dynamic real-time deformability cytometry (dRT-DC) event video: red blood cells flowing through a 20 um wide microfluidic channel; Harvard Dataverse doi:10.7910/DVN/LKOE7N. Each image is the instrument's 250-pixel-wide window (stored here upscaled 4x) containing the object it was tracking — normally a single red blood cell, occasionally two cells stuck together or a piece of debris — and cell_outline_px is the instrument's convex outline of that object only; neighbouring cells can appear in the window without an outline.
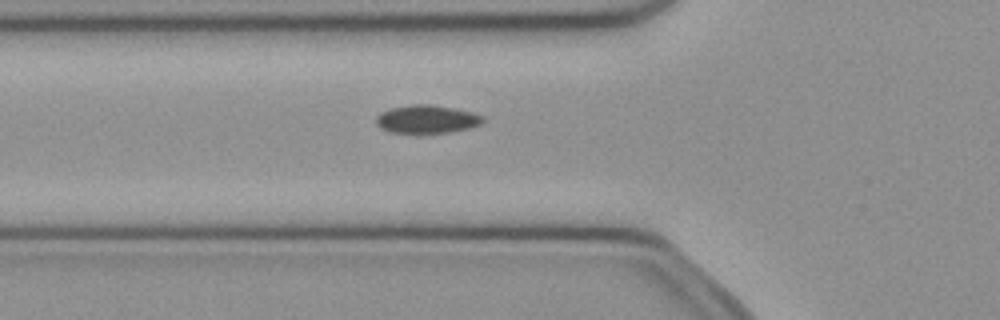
{"species": "common noctule bat (a hibernating species)", "species_latin": "Nyctalus noctula", "temperature_condition": "cold", "stored_images_in_passage": 47, "camera_frame_rate_fps": 3000, "um_per_image_px": 0.085, "animal": {"sex": "female", "body_mass_g": 21.9}, "frame": {"image": 1, "passage_image": 18, "time_ms": 5.667, "image_size_px": [1000, 320], "cell_outline_px": [[484, 120], [480, 124], [472, 128], [448, 132], [388, 132], [380, 128], [376, 124], [376, 116], [380, 112], [388, 108], [412, 104], [428, 104], [456, 108], [472, 112], [484, 116]], "centroid_in_image_um": [36.27, 10.11], "position_along_channel_um": 89.5, "area_um2": 17.63}}
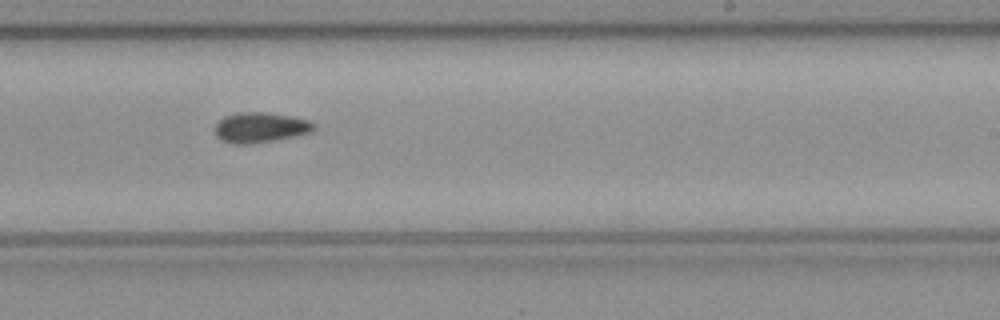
{"frame": {"image": 2, "passage_image": 31, "time_ms": 10.0, "image_size_px": [1000, 320], "cell_outline_px": [[316, 128], [312, 132], [296, 136], [276, 140], [252, 144], [232, 144], [220, 140], [212, 132], [212, 128], [224, 116], [240, 112], [264, 112], [292, 116], [312, 120], [316, 124]], "centroid_in_image_um": [22.13, 10.84], "position_along_channel_um": 266.9, "area_um2": 17.98}}
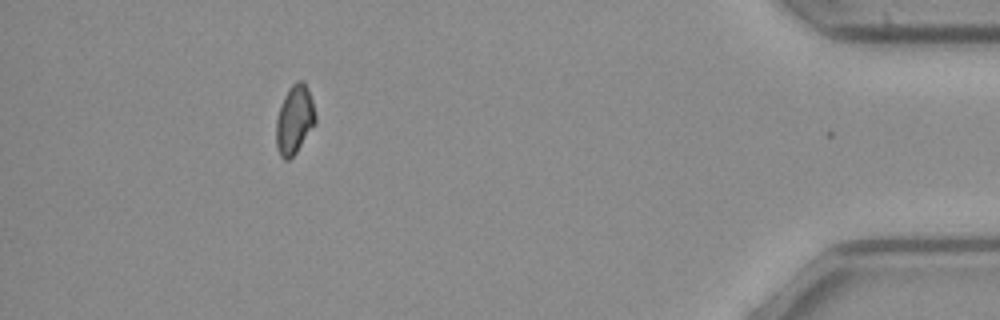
{"frame": {"image": 3, "passage_image": 46, "time_ms": 15.0, "image_size_px": [1000, 320], "cell_outline_px": [[316, 124], [296, 152], [288, 160], [284, 160], [280, 156], [276, 148], [276, 120], [284, 96], [288, 88], [296, 80], [304, 80], [308, 88], [312, 100], [316, 116]], "centroid_in_image_um": [25.04, 10.16], "position_along_channel_um": 410.2, "area_um2": 15.9}}